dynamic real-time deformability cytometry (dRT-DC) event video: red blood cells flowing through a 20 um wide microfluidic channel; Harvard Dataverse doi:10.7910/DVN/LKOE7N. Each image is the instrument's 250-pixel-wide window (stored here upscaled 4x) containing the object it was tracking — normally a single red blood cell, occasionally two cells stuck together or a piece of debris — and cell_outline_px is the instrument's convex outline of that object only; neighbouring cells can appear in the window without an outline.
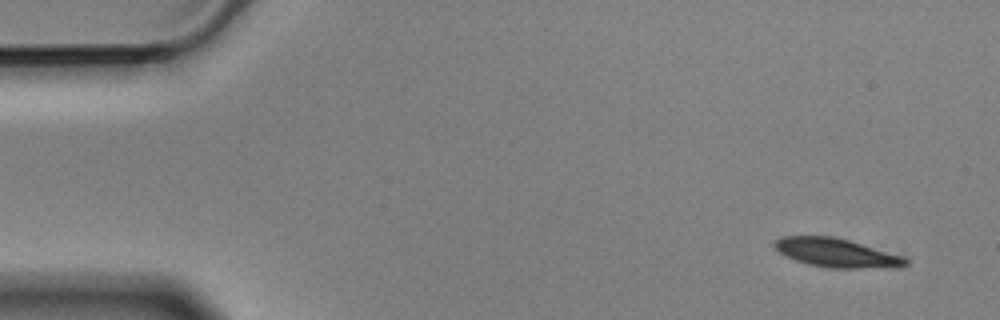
{"species": "Egyptian fruit bat (a non-hibernating species)", "species_latin": "Rousettus aegyptiacus", "temperature_condition": "cold", "stored_images_in_passage": 4, "camera_frame_rate_fps": 3000, "um_per_image_px": 0.085, "animal": {"sex": "male"}, "frame": {"image": 1, "passage_image": 1, "time_ms": 0.0, "image_size_px": [1000, 320], "cell_outline_px": [[908, 264], [860, 268], [828, 268], [808, 264], [784, 256], [772, 244], [772, 240], [780, 236], [832, 236], [848, 240], [904, 256], [908, 260]], "centroid_in_image_um": [70.98, 21.47], "position_along_channel_um": 14.0, "area_um2": 21.68}}
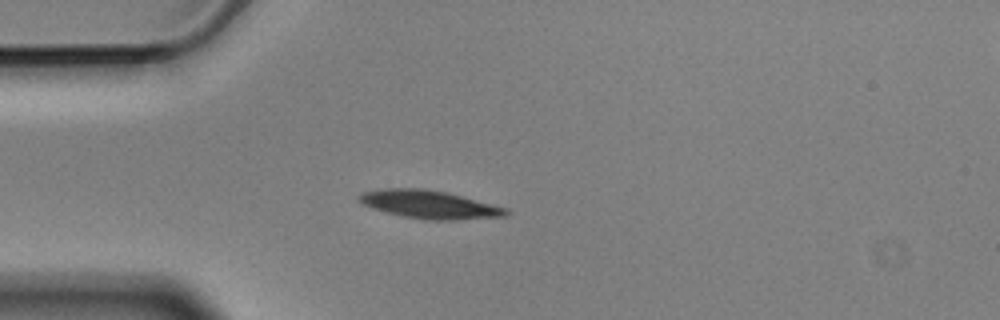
{"frame": {"image": 2, "passage_image": 4, "time_ms": 1.0, "image_size_px": [1000, 320], "cell_outline_px": [[512, 212], [508, 216], [456, 220], [424, 220], [400, 216], [364, 204], [356, 196], [364, 192], [384, 188], [424, 188], [448, 192], [508, 208]], "centroid_in_image_um": [36.59, 17.38], "position_along_channel_um": 48.4, "area_um2": 24.22}}